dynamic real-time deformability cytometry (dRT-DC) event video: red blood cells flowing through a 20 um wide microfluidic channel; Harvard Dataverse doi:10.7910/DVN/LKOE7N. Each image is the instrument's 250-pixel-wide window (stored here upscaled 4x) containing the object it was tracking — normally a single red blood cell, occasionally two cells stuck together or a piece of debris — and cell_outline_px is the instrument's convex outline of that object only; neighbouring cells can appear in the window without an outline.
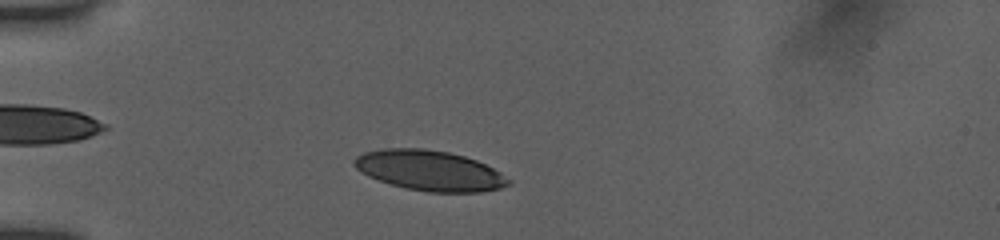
{"species": "human", "species_latin": "Homo sapiens", "temperature_condition": "room temperature", "stored_images_in_passage": 42, "camera_frame_rate_fps": 3000, "um_per_image_px": 0.085, "donor": {"sex": "female"}, "frame": {"image": 1, "passage_image": 7, "time_ms": 2.0, "image_size_px": [1000, 240], "cell_outline_px": [[512, 184], [500, 188], [480, 192], [428, 192], [404, 188], [368, 176], [360, 172], [352, 164], [352, 160], [356, 156], [364, 152], [384, 148], [424, 148], [448, 152], [464, 156], [476, 160], [500, 172], [512, 180]], "centroid_in_image_um": [36.51, 14.49], "position_along_channel_um": 48.5, "area_um2": 36.3}}
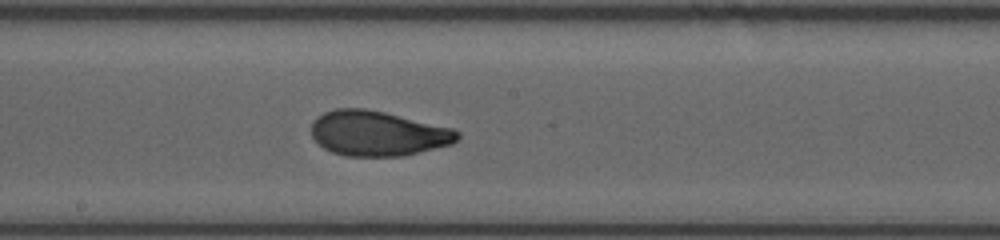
{"frame": {"image": 2, "passage_image": 22, "time_ms": 7.0, "image_size_px": [1000, 240], "cell_outline_px": [[460, 140], [452, 144], [404, 156], [344, 156], [332, 152], [324, 148], [312, 136], [312, 120], [316, 116], [324, 112], [336, 108], [364, 108], [384, 112], [452, 128], [460, 132]], "centroid_in_image_um": [32.12, 11.34], "position_along_channel_um": 216.1, "area_um2": 38.44}}
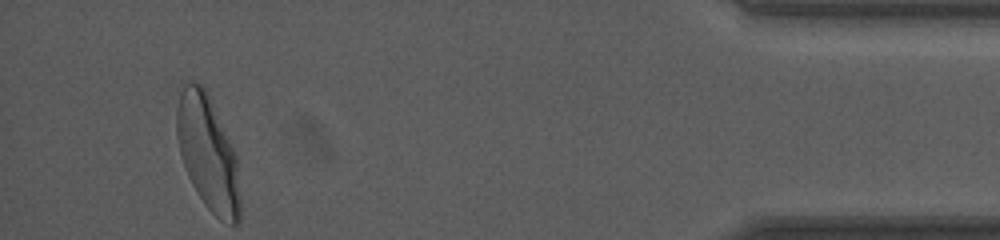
{"frame": {"image": 3, "passage_image": 42, "time_ms": 13.667, "image_size_px": [1000, 240], "cell_outline_px": [[240, 220], [236, 224], [232, 224], [220, 220], [204, 204], [196, 192], [184, 168], [176, 136], [176, 112], [180, 84], [200, 84], [208, 92], [236, 156], [240, 200]], "centroid_in_image_um": [17.64, 13.01], "position_along_channel_um": 417.6, "area_um2": 42.19}, "authors_computed_cell_mechanics": {"area_um2": 37.9457, "velocity_mm_per_s": 3.9012, "shape_relaxation_time_tau1_ms": 3.7415, "shape_relaxation_time_tau2_ms": 0.8925, "deformation_change_tau1": 0.1693, "deformation_change_tau2": 0.0686}}